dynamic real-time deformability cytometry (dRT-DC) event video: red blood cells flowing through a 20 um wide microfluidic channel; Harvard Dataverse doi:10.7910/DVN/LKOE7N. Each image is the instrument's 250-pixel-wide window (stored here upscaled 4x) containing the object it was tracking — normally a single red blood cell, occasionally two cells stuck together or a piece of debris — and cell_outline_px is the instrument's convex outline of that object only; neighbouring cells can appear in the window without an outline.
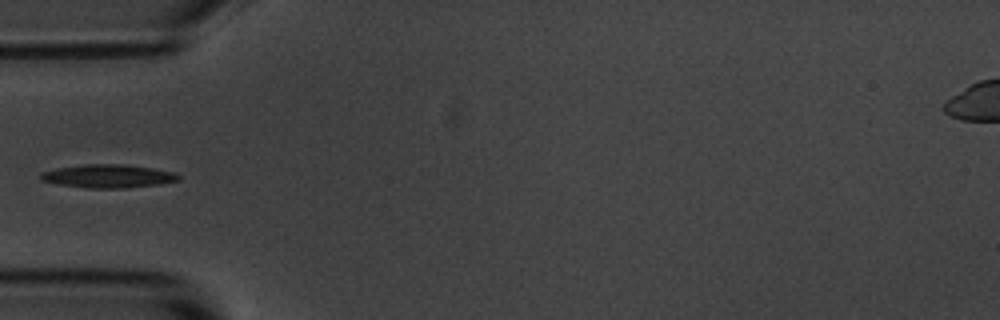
{"species": "common noctule bat (a hibernating species)", "species_latin": "Nyctalus noctula", "temperature_condition": "room temperature", "stored_images_in_passage": 5, "camera_frame_rate_fps": 3000, "um_per_image_px": 0.085, "animal": {"sex": "male", "body_mass_g": 20.1, "forearm_length_mm": 53.5}, "frame": {"image": 1, "passage_image": 5, "time_ms": 5.333, "image_size_px": [1000, 320], "cell_outline_px": [[180, 180], [160, 184], [124, 188], [88, 188], [60, 184], [40, 180], [40, 176], [44, 172], [56, 168], [84, 164], [124, 164], [152, 168], [172, 172], [180, 176]], "centroid_in_image_um": [9.21, 14.97], "position_along_channel_um": 75.8, "area_um2": 18.55}}